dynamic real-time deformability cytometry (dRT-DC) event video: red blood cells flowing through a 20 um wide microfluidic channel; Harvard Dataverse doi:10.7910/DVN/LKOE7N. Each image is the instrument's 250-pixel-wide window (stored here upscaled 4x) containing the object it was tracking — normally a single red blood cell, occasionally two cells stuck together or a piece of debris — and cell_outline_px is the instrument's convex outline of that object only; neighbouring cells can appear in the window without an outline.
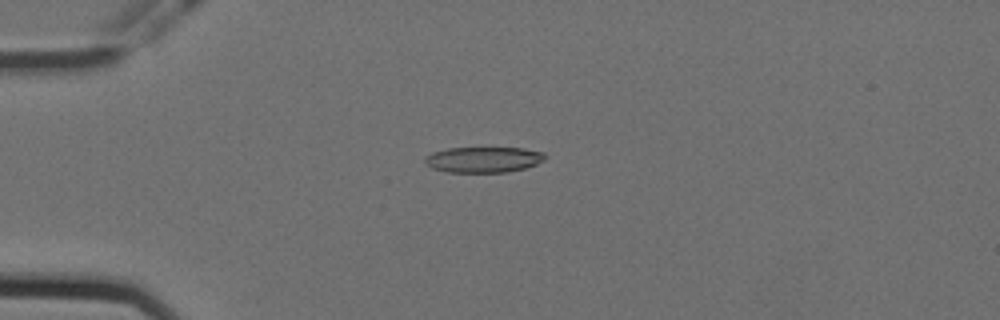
{"species": "Egyptian fruit bat (a non-hibernating species)", "species_latin": "Rousettus aegyptiacus", "temperature_condition": "cold", "stored_images_in_passage": 43, "camera_frame_rate_fps": 3000, "um_per_image_px": 0.085, "animal": {"sex": "female"}, "frame": {"image": 1, "passage_image": 1, "time_ms": 0.0, "image_size_px": [1000, 320], "cell_outline_px": [[548, 156], [544, 160], [536, 164], [524, 168], [508, 172], [448, 172], [432, 168], [424, 164], [424, 156], [432, 152], [448, 148], [524, 148], [544, 152]], "centroid_in_image_um": [41.08, 13.56], "position_along_channel_um": 43.9, "area_um2": 18.15}}
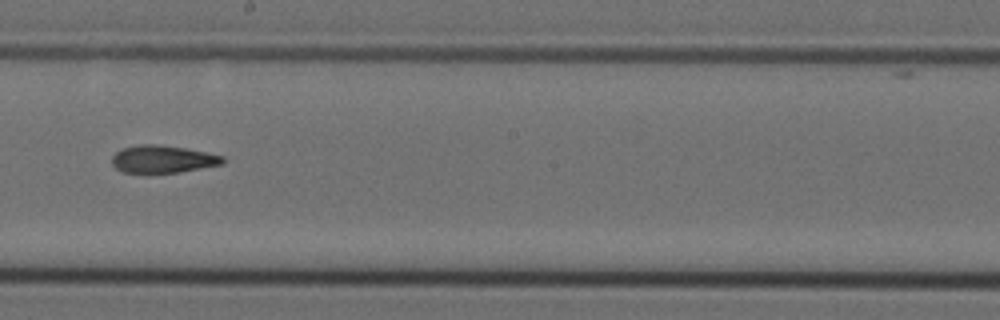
{"frame": {"image": 2, "passage_image": 19, "time_ms": 6.0, "image_size_px": [1000, 320], "cell_outline_px": [[224, 164], [176, 172], [124, 172], [116, 168], [112, 164], [112, 156], [120, 148], [140, 144], [156, 144], [184, 148], [224, 156]], "centroid_in_image_um": [13.81, 13.51], "position_along_channel_um": 234.4, "area_um2": 17.51}}
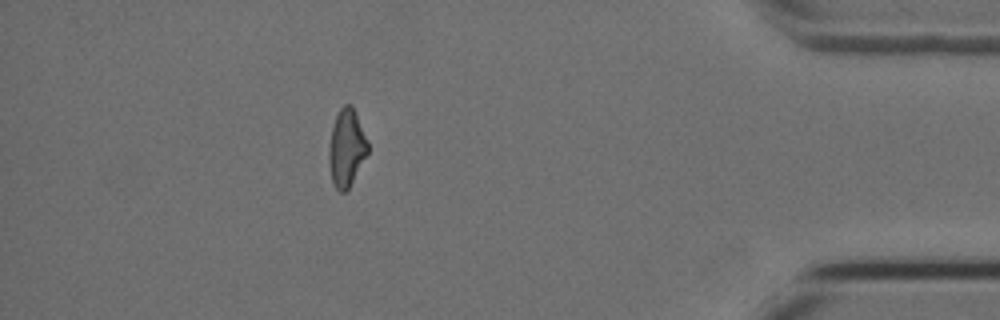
{"frame": {"image": 3, "passage_image": 37, "time_ms": 12.0, "image_size_px": [1000, 320], "cell_outline_px": [[368, 152], [348, 188], [344, 192], [340, 192], [332, 184], [328, 160], [328, 148], [332, 128], [336, 116], [340, 108], [344, 104], [352, 104], [368, 144]], "centroid_in_image_um": [29.42, 12.57], "position_along_channel_um": 405.8, "area_um2": 17.28}, "authors_computed_cell_mechanics": {"area_um2": 18.2648, "velocity_mm_per_s": 3.5796, "shape_relaxation_time_tau1_ms": 6.5812, "shape_relaxation_time_tau2_ms": 5.5572, "deformation_change_tau1": 0.1655, "deformation_change_tau2": 0.145}}